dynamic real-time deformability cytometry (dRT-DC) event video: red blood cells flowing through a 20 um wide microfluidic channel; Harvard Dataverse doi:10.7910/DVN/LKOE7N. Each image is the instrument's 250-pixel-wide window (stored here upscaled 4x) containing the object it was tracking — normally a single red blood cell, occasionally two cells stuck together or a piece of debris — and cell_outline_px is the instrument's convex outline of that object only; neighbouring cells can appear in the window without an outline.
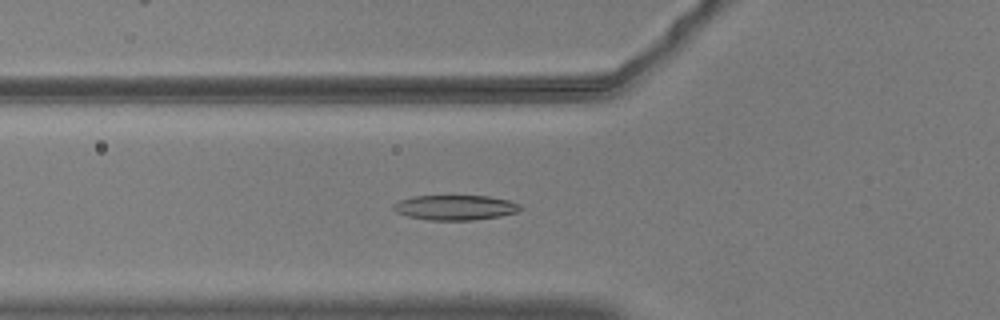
{"species": "common noctule bat (a hibernating species)", "species_latin": "Nyctalus noctula", "temperature_condition": "warm", "stored_images_in_passage": 40, "camera_frame_rate_fps": 3000, "um_per_image_px": 0.085, "animal": {"sex": "male", "body_mass_g": 20.5, "forearm_length_mm": 52.5}, "frame": {"image": 1, "passage_image": 10, "time_ms": 3.0, "image_size_px": [1000, 320], "cell_outline_px": [[524, 208], [520, 212], [500, 216], [476, 220], [428, 220], [408, 216], [396, 212], [392, 208], [392, 204], [396, 200], [412, 196], [488, 196], [508, 200], [520, 204]], "centroid_in_image_um": [38.69, 17.64], "position_along_channel_um": 87.1, "area_um2": 18.79}}
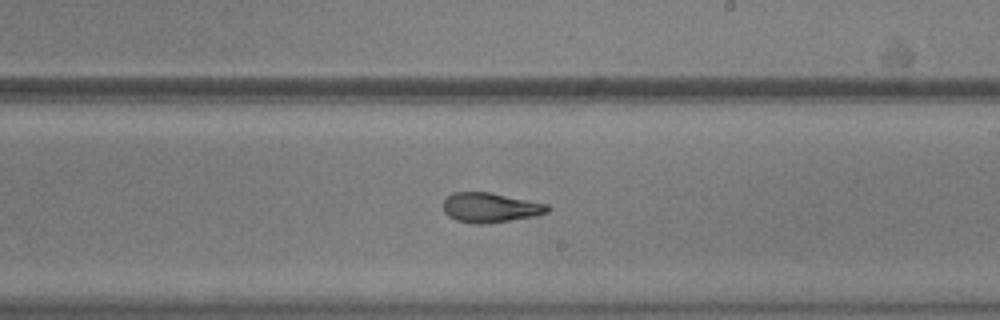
{"frame": {"image": 2, "passage_image": 23, "time_ms": 7.333, "image_size_px": [1000, 320], "cell_outline_px": [[552, 208], [548, 212], [536, 216], [488, 224], [476, 224], [456, 220], [448, 216], [444, 212], [444, 200], [452, 192], [492, 192], [548, 204]], "centroid_in_image_um": [41.71, 17.64], "position_along_channel_um": 247.3, "area_um2": 18.32}}
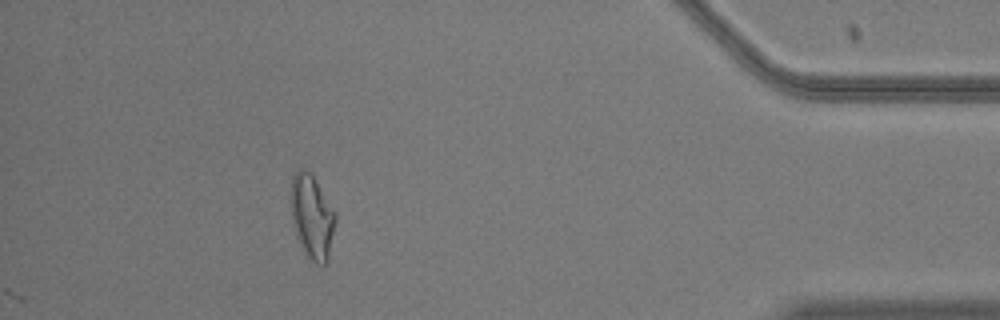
{"frame": {"image": 3, "passage_image": 40, "time_ms": 13.0, "image_size_px": [1000, 320], "cell_outline_px": [[336, 220], [328, 260], [324, 264], [316, 264], [308, 256], [300, 244], [296, 236], [292, 224], [288, 200], [288, 192], [292, 176], [300, 168], [304, 168], [312, 172], [336, 212]], "centroid_in_image_um": [26.48, 18.33], "position_along_channel_um": 408.7, "area_um2": 22.66}, "authors_computed_cell_mechanics": {"area_um2": 18.1203, "velocity_mm_per_s": 3.6702, "shape_relaxation_time_tau1_ms": 6.6332, "shape_relaxation_time_tau2_ms": 1.705, "deformation_change_tau1": 0.2121, "deformation_change_tau2": 0.0811}}